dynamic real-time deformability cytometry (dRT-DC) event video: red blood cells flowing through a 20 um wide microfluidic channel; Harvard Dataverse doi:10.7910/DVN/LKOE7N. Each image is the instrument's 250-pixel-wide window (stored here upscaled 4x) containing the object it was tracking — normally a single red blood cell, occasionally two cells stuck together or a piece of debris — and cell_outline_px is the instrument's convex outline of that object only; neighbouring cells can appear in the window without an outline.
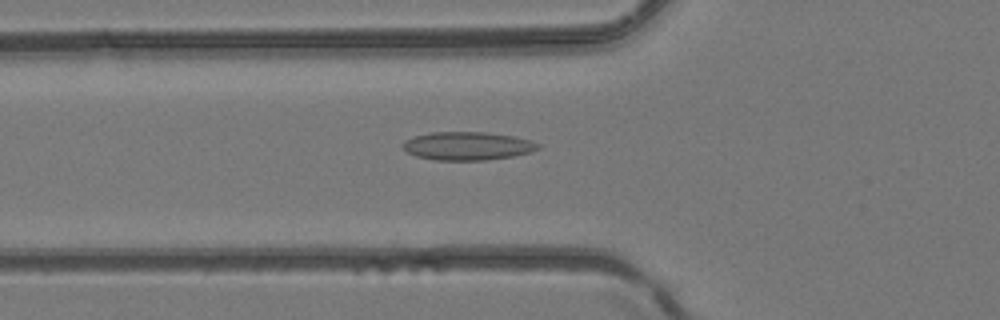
{"species": "common noctule bat (a hibernating species)", "species_latin": "Nyctalus noctula", "temperature_condition": "room temperature", "stored_images_in_passage": 4, "camera_frame_rate_fps": 3000, "um_per_image_px": 0.085, "animal": {"sex": "female", "body_mass_g": 24.6, "forearm_length_mm": 56.2}, "frame": {"image": 1, "passage_image": 4, "time_ms": 1.0, "image_size_px": [1000, 320], "cell_outline_px": [[540, 148], [532, 152], [512, 156], [484, 160], [436, 160], [416, 156], [408, 152], [400, 144], [404, 140], [416, 136], [432, 132], [484, 132], [512, 136], [532, 140], [540, 144]], "centroid_in_image_um": [39.75, 12.4], "position_along_channel_um": 86.1, "area_um2": 22.25}}